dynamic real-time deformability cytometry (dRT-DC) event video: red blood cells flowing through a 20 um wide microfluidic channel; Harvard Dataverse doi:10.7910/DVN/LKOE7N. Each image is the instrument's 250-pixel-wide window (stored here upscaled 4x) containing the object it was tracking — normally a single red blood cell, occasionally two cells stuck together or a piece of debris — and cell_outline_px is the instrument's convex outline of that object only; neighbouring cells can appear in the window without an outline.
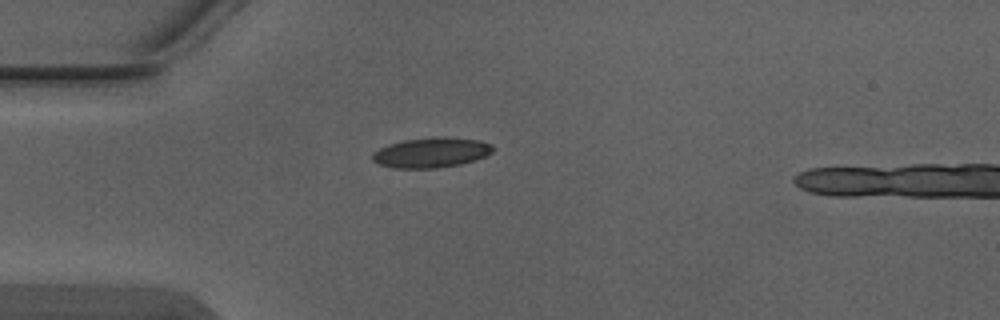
{"species": "Egyptian fruit bat (a non-hibernating species)", "species_latin": "Rousettus aegyptiacus", "temperature_condition": "warm", "stored_images_in_passage": 2, "camera_frame_rate_fps": 3000, "um_per_image_px": 0.085, "animal": {"sex": "male"}, "frame": {"image": 1, "passage_image": 1, "time_ms": 0.0, "image_size_px": [1000, 320], "cell_outline_px": [[492, 152], [476, 160], [460, 164], [436, 168], [392, 168], [380, 164], [372, 160], [372, 152], [388, 144], [404, 140], [436, 136], [444, 136], [476, 140], [492, 144]], "centroid_in_image_um": [36.63, 12.96], "position_along_channel_um": 48.4, "area_um2": 21.1}}